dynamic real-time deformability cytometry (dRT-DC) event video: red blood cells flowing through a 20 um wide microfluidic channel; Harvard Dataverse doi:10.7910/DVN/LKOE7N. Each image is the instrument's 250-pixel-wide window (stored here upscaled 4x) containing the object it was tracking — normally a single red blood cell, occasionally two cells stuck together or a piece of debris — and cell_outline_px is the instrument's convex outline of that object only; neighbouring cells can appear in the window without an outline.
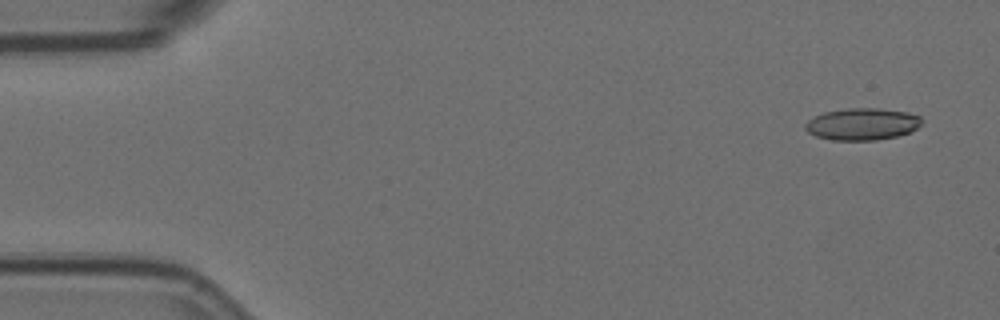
{"species": "Egyptian fruit bat (a non-hibernating species)", "species_latin": "Rousettus aegyptiacus", "temperature_condition": "room temperature", "stored_images_in_passage": 6, "camera_frame_rate_fps": 3000, "um_per_image_px": 0.085, "animal": {"sex": "female"}, "frame": {"image": 1, "passage_image": 1, "time_ms": 0.0, "image_size_px": [1000, 320], "cell_outline_px": [[924, 120], [916, 128], [908, 132], [896, 136], [876, 140], [832, 140], [816, 136], [808, 132], [804, 128], [804, 124], [808, 120], [824, 112], [848, 108], [880, 108], [908, 112], [920, 116]], "centroid_in_image_um": [73.28, 10.54], "position_along_channel_um": 11.7, "area_um2": 21.68}}
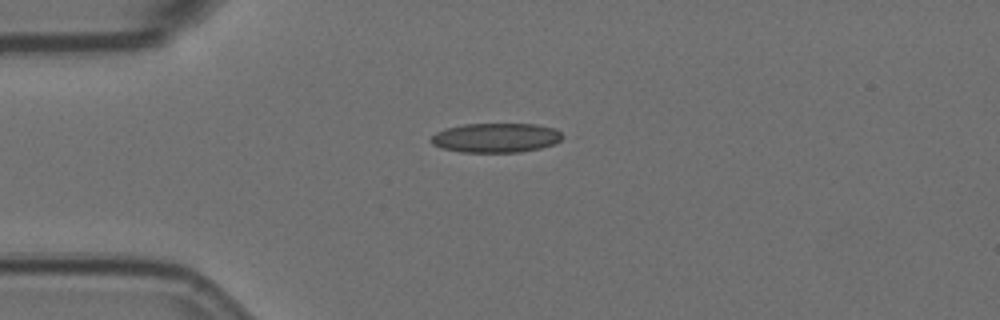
{"frame": {"image": 2, "passage_image": 4, "time_ms": 1.0, "image_size_px": [1000, 320], "cell_outline_px": [[564, 136], [560, 140], [552, 144], [540, 148], [520, 152], [460, 152], [440, 148], [432, 144], [428, 140], [436, 132], [444, 128], [464, 124], [536, 124], [556, 128]], "centroid_in_image_um": [42.11, 11.71], "position_along_channel_um": 42.9, "area_um2": 22.72}}
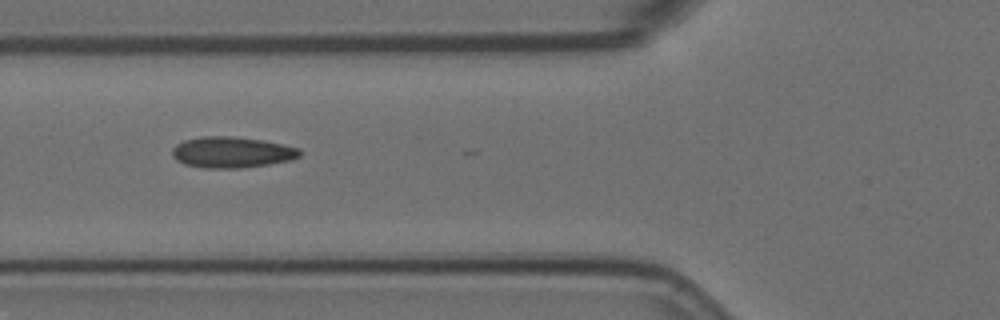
{"frame": {"image": 3, "passage_image": 6, "time_ms": 1.667, "image_size_px": [1000, 320], "cell_outline_px": [[300, 156], [292, 160], [268, 164], [240, 168], [204, 168], [184, 164], [176, 160], [172, 156], [172, 148], [176, 144], [184, 140], [200, 136], [232, 136], [264, 140], [284, 144], [300, 148]], "centroid_in_image_um": [19.7, 12.93], "position_along_channel_um": 106.1, "area_um2": 23.29}}